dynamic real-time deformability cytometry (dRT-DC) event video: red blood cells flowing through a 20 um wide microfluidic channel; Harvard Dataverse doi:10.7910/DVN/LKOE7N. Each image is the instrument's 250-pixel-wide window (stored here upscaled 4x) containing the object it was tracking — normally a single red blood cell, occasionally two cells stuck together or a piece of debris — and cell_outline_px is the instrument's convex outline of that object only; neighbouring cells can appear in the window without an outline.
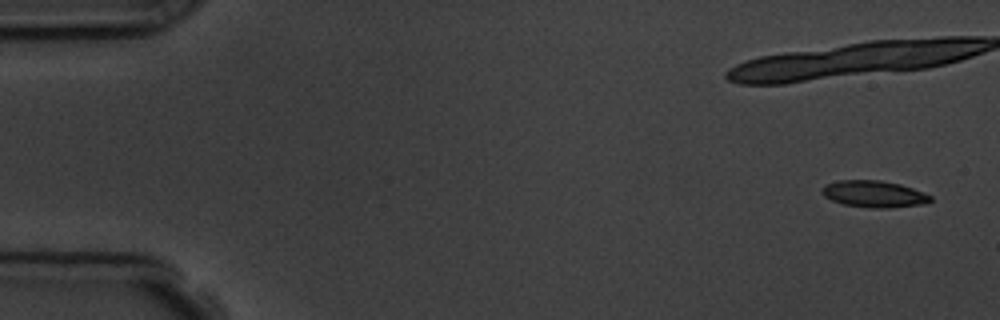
{"species": "common noctule bat (a hibernating species)", "species_latin": "Nyctalus noctula", "temperature_condition": "room temperature", "stored_images_in_passage": 6, "camera_frame_rate_fps": 3000, "um_per_image_px": 0.085, "animal": {"sex": "male", "body_mass_g": 19.5, "forearm_length_mm": 54.6}, "frame": {"image": 1, "passage_image": 1, "time_ms": 0.0, "image_size_px": [1000, 320], "cell_outline_px": [[932, 200], [928, 204], [888, 208], [872, 208], [844, 204], [832, 200], [824, 196], [820, 192], [820, 188], [824, 184], [840, 180], [880, 180], [900, 184], [912, 188], [932, 196]], "centroid_in_image_um": [74.28, 16.49], "position_along_channel_um": 10.7, "area_um2": 17.05}}
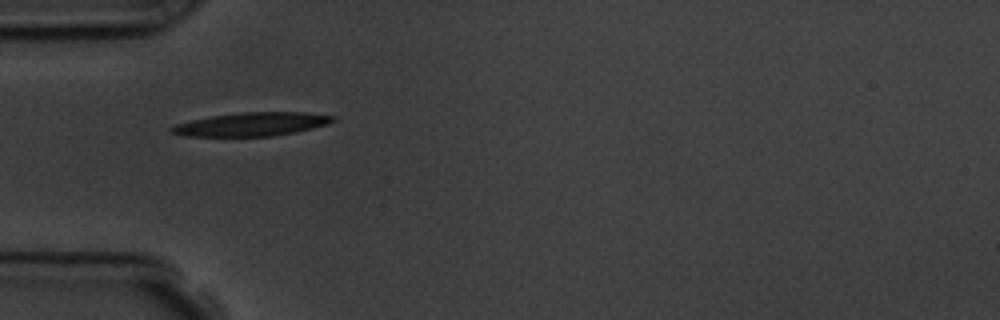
{"frame": {"image": 2, "passage_image": 6, "time_ms": 5.667, "image_size_px": [1000, 320], "cell_outline_px": [[336, 120], [328, 124], [296, 132], [272, 136], [184, 136], [168, 132], [168, 128], [176, 124], [192, 120], [212, 116], [240, 112], [308, 112], [336, 116]], "centroid_in_image_um": [21.4, 10.56], "position_along_channel_um": 63.6, "area_um2": 22.25}}